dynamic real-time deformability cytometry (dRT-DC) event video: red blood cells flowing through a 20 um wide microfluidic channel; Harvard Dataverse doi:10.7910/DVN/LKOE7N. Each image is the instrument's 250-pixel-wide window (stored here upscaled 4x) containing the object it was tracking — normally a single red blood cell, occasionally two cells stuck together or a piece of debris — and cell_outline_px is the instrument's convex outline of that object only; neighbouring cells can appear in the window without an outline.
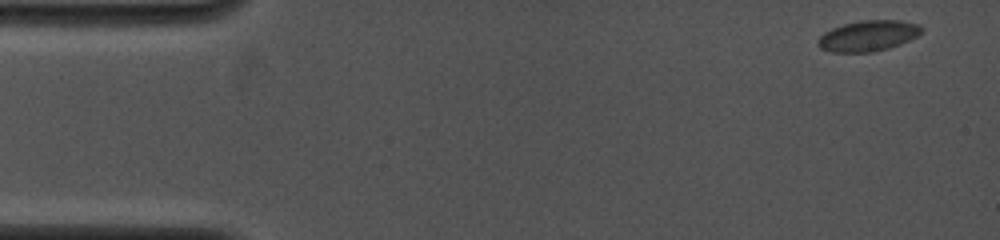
{"species": "common noctule bat (a hibernating species)", "species_latin": "Nyctalus noctula", "temperature_condition": "cold", "stored_images_in_passage": 17, "camera_frame_rate_fps": 4000, "um_per_image_px": 0.085, "animal": {"sex": "female", "body_mass_g": 19.0, "forearm_length_mm": 53.3}, "frame": {"image": 1, "passage_image": 1, "time_ms": 0.0, "image_size_px": [1000, 240], "cell_outline_px": [[924, 28], [916, 36], [900, 44], [888, 48], [872, 52], [832, 52], [820, 48], [816, 44], [816, 40], [824, 32], [832, 28], [844, 24], [860, 20], [900, 20], [920, 24]], "centroid_in_image_um": [73.77, 3.04], "position_along_channel_um": 11.2, "area_um2": 18.61}}
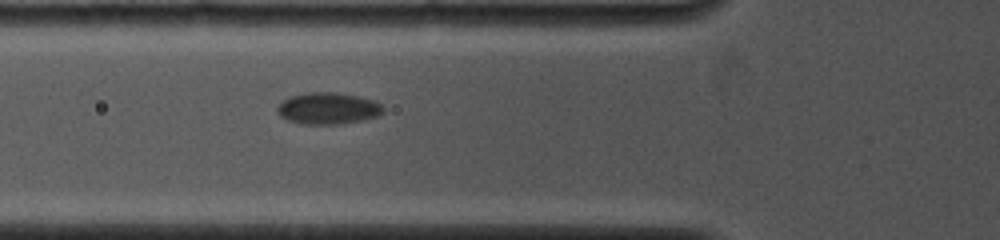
{"frame": {"image": 2, "passage_image": 15, "time_ms": 5.25, "image_size_px": [1000, 240], "cell_outline_px": [[384, 112], [376, 116], [360, 120], [340, 124], [304, 124], [288, 120], [280, 116], [276, 112], [276, 108], [288, 96], [304, 92], [336, 92], [360, 96], [372, 100], [380, 104], [384, 108]], "centroid_in_image_um": [27.85, 9.2], "position_along_channel_um": 98.0, "area_um2": 19.59}}
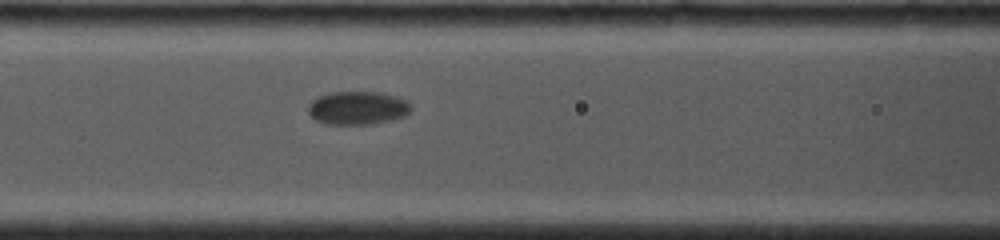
{"frame": {"image": 3, "passage_image": 17, "time_ms": 6.25, "image_size_px": [1000, 240], "cell_outline_px": [[412, 108], [404, 116], [392, 120], [372, 124], [328, 124], [316, 120], [308, 112], [308, 104], [316, 96], [332, 92], [380, 92], [396, 96], [408, 100], [412, 104]], "centroid_in_image_um": [30.41, 9.16], "position_along_channel_um": 136.2, "area_um2": 20.17}}